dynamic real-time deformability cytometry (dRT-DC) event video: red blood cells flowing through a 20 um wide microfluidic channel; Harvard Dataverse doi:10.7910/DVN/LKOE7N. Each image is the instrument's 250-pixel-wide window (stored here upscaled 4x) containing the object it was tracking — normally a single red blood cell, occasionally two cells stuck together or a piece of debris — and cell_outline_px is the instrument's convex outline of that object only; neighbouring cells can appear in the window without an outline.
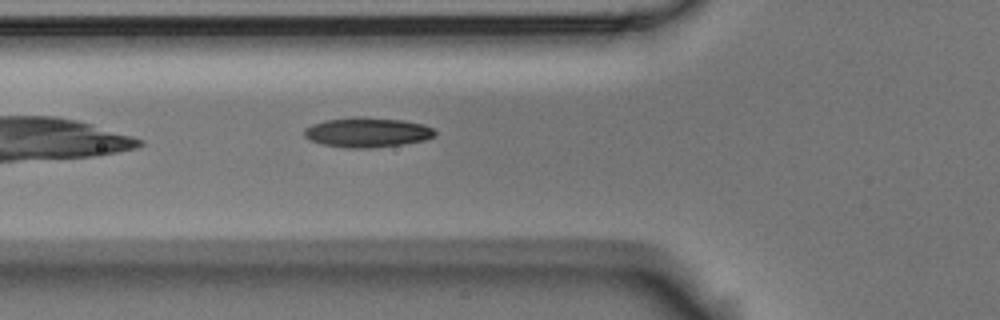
{"species": "Egyptian fruit bat (a non-hibernating species)", "species_latin": "Rousettus aegyptiacus", "temperature_condition": "room temperature", "stored_images_in_passage": 6, "camera_frame_rate_fps": 3000, "um_per_image_px": 0.085, "animal": {"sex": "male"}, "frame": {"image": 1, "passage_image": 6, "time_ms": 1.667, "image_size_px": [1000, 320], "cell_outline_px": [[436, 136], [424, 140], [404, 144], [372, 148], [344, 148], [324, 144], [312, 140], [304, 136], [304, 128], [312, 124], [324, 120], [352, 116], [360, 116], [400, 120], [424, 124], [432, 128], [436, 132]], "centroid_in_image_um": [31.21, 11.24], "position_along_channel_um": 94.6, "area_um2": 22.83}}